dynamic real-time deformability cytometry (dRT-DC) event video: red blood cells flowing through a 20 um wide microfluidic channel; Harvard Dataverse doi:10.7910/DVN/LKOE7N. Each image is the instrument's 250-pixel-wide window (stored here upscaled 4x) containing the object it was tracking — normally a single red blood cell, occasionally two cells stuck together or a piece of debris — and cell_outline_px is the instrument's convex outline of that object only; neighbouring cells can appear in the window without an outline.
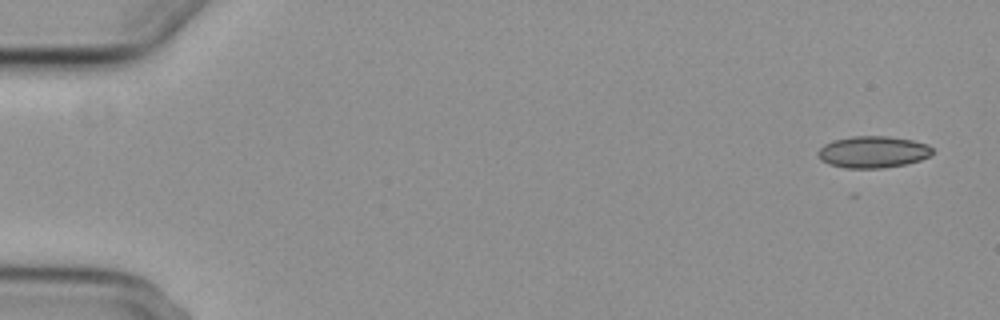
{"species": "common noctule bat (a hibernating species)", "species_latin": "Nyctalus noctula", "temperature_condition": "cold", "stored_images_in_passage": 3, "camera_frame_rate_fps": 3000, "um_per_image_px": 0.085, "animal": {"sex": "female", "body_mass_g": 29.2, "forearm_length_mm": 56.3}, "frame": {"image": 1, "passage_image": 1, "time_ms": 0.0, "image_size_px": [1000, 320], "cell_outline_px": [[932, 152], [928, 156], [920, 160], [908, 164], [884, 168], [844, 168], [828, 164], [820, 160], [816, 152], [824, 144], [836, 140], [852, 136], [888, 136], [912, 140], [928, 144], [932, 148]], "centroid_in_image_um": [74.19, 12.92], "position_along_channel_um": 10.8, "area_um2": 21.27}}